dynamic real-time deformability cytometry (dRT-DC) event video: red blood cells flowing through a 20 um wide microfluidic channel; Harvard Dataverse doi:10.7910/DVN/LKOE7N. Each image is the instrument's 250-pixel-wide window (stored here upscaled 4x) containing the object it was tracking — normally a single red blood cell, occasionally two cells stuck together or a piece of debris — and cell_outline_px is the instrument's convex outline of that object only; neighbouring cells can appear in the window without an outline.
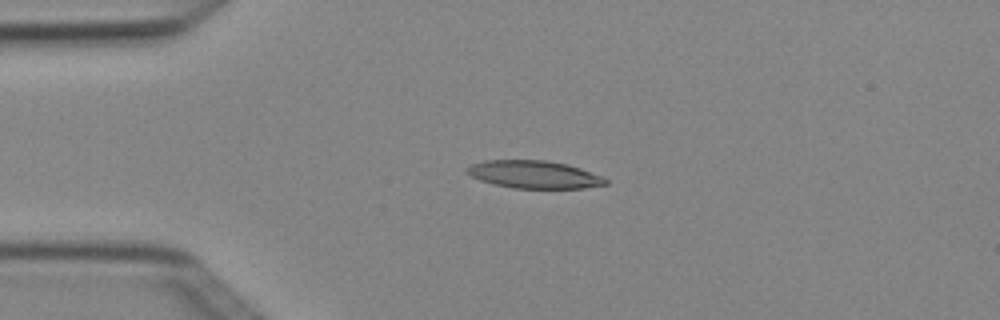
{"species": "Egyptian fruit bat (a non-hibernating species)", "species_latin": "Rousettus aegyptiacus", "temperature_condition": "cold", "stored_images_in_passage": 3, "camera_frame_rate_fps": 3000, "um_per_image_px": 0.085, "animal": {"sex": "female"}, "frame": {"image": 1, "passage_image": 2, "time_ms": 0.333, "image_size_px": [1000, 320], "cell_outline_px": [[608, 184], [584, 188], [512, 188], [480, 180], [472, 176], [464, 168], [472, 164], [484, 160], [544, 160], [568, 164], [604, 176], [608, 180]], "centroid_in_image_um": [45.44, 14.83], "position_along_channel_um": 39.6, "area_um2": 22.37}}